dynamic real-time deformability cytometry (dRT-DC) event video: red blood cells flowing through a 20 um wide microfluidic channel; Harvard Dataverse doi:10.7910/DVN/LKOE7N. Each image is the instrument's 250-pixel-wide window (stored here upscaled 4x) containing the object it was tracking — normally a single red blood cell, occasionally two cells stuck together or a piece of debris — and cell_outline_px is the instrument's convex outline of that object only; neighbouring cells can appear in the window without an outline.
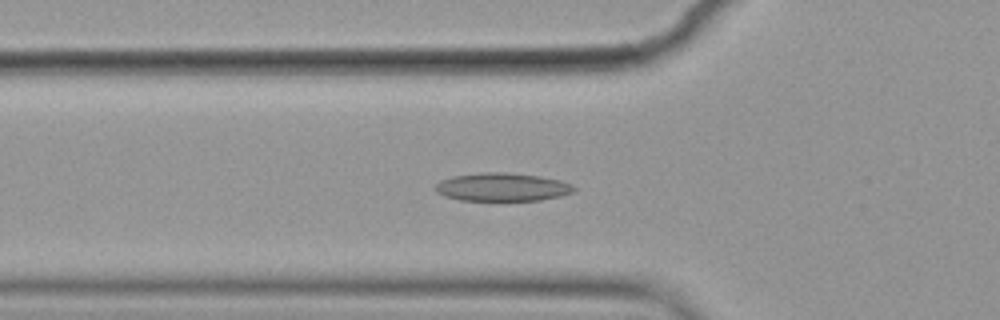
{"species": "common noctule bat (a hibernating species)", "species_latin": "Nyctalus noctula", "temperature_condition": "cold", "stored_images_in_passage": 57, "camera_frame_rate_fps": 3000, "um_per_image_px": 0.085, "animal": {"sex": "female", "body_mass_g": 19.9}, "frame": {"image": 1, "passage_image": 19, "time_ms": 6.0, "image_size_px": [1000, 320], "cell_outline_px": [[576, 188], [572, 192], [560, 196], [540, 200], [460, 200], [444, 196], [436, 192], [436, 184], [440, 180], [452, 176], [480, 172], [504, 172], [540, 176], [560, 180], [572, 184]], "centroid_in_image_um": [42.67, 15.89], "position_along_channel_um": 83.1, "area_um2": 22.77}}
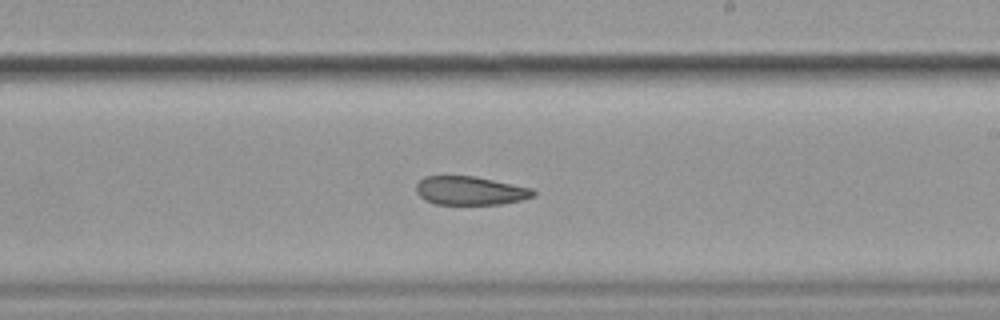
{"frame": {"image": 2, "passage_image": 33, "time_ms": 10.667, "image_size_px": [1000, 320], "cell_outline_px": [[536, 196], [520, 200], [500, 204], [436, 204], [424, 200], [416, 192], [416, 184], [424, 176], [476, 176], [532, 188], [536, 192]], "centroid_in_image_um": [39.97, 16.2], "position_along_channel_um": 249.0, "area_um2": 19.59}}
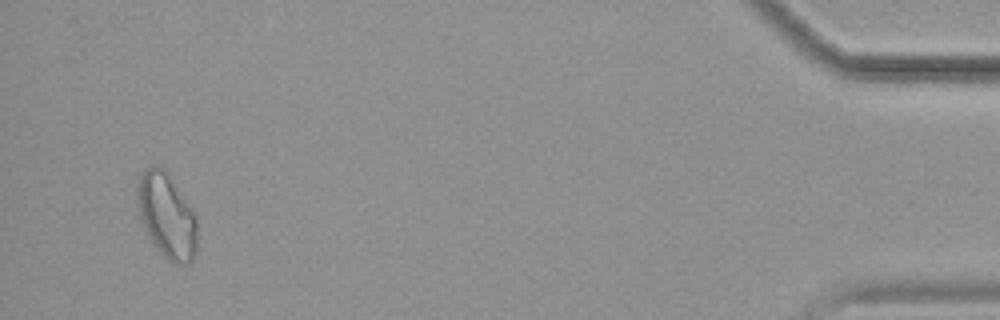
{"frame": {"image": 3, "passage_image": 54, "time_ms": 17.667, "image_size_px": [1000, 320], "cell_outline_px": [[196, 252], [192, 260], [188, 264], [176, 264], [168, 260], [152, 244], [148, 236], [140, 216], [136, 204], [136, 176], [144, 168], [152, 164], [156, 164], [164, 168], [168, 172], [196, 216]], "centroid_in_image_um": [14.12, 18.27], "position_along_channel_um": 421.1, "area_um2": 30.17}}